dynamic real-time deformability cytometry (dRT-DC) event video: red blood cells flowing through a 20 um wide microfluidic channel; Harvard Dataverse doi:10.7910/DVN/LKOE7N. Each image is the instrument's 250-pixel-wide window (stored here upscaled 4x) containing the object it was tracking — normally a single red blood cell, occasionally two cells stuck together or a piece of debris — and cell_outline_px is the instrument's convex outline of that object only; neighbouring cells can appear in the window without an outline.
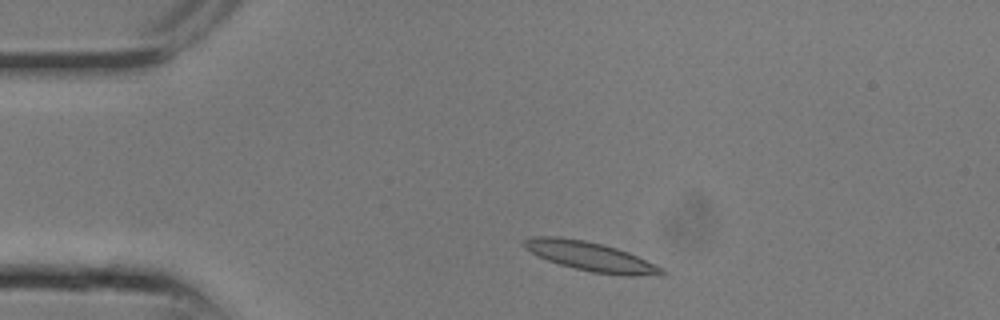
{"species": "common noctule bat (a hibernating species)", "species_latin": "Nyctalus noctula", "temperature_condition": "room temperature", "stored_images_in_passage": 10, "camera_frame_rate_fps": 3000, "um_per_image_px": 0.085, "animal": {"sex": "male", "body_mass_g": 13.3}, "frame": {"image": 1, "passage_image": 2, "time_ms": 0.333, "image_size_px": [1000, 320], "cell_outline_px": [[668, 272], [636, 276], [624, 276], [592, 272], [560, 264], [548, 260], [524, 248], [520, 244], [524, 240], [532, 236], [560, 236], [584, 240], [604, 244], [628, 252], [664, 268]], "centroid_in_image_um": [50.16, 21.78], "position_along_channel_um": 34.8, "area_um2": 23.29}}
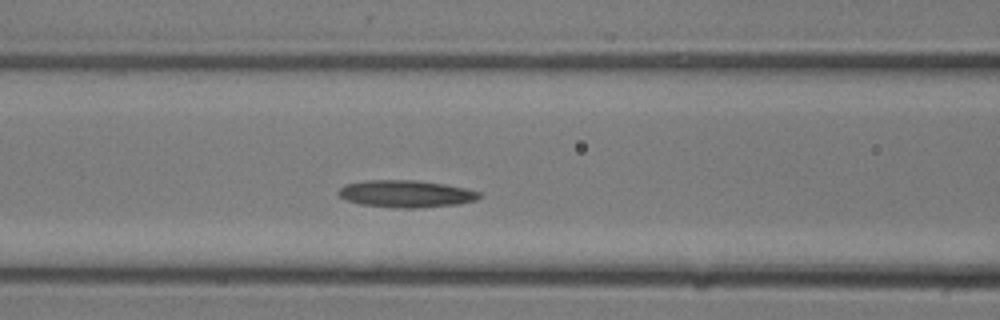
{"frame": {"image": 2, "passage_image": 7, "time_ms": 2.0, "image_size_px": [1000, 320], "cell_outline_px": [[484, 196], [476, 200], [460, 204], [416, 208], [400, 208], [360, 204], [348, 200], [340, 196], [336, 192], [344, 184], [364, 180], [416, 180], [444, 184], [468, 188], [480, 192]], "centroid_in_image_um": [34.55, 16.47], "position_along_channel_um": 132.1, "area_um2": 22.48}}
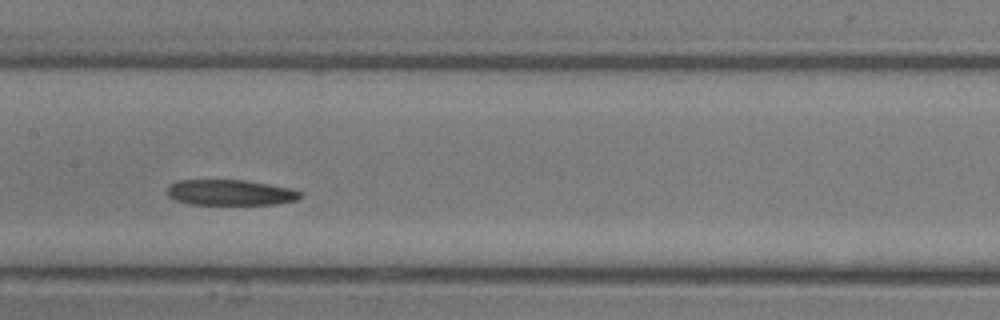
{"frame": {"image": 3, "passage_image": 9, "time_ms": 2.667, "image_size_px": [1000, 320], "cell_outline_px": [[304, 196], [296, 200], [276, 204], [188, 204], [176, 200], [168, 196], [168, 184], [176, 180], [244, 180], [292, 188], [304, 192]], "centroid_in_image_um": [19.6, 16.36], "position_along_channel_um": 187.8, "area_um2": 20.06}}